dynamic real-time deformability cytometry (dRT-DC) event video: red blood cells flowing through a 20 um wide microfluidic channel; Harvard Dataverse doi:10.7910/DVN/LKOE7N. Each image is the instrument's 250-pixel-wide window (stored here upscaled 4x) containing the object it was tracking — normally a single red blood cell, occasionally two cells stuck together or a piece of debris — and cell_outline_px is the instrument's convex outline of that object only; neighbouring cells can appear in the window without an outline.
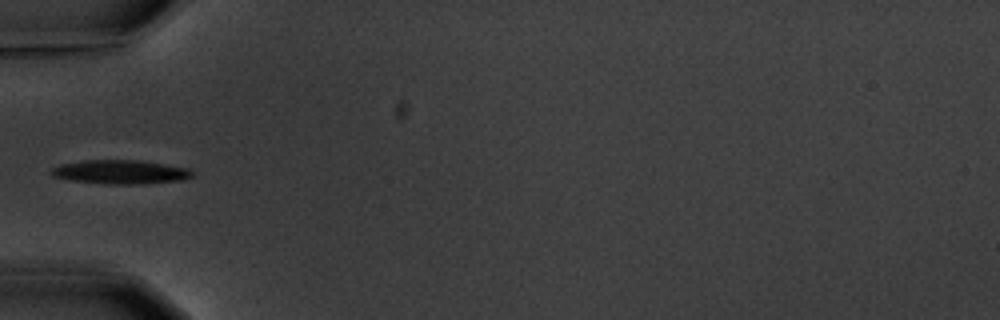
{"species": "common noctule bat (a hibernating species)", "species_latin": "Nyctalus noctula", "temperature_condition": "warm", "stored_images_in_passage": 8, "camera_frame_rate_fps": 3000, "um_per_image_px": 0.085, "animal": {"sex": "male", "body_mass_g": 20.1, "forearm_length_mm": 53.5}, "frame": {"image": 1, "passage_image": 5, "time_ms": 5.0, "image_size_px": [1000, 320], "cell_outline_px": [[192, 176], [184, 180], [136, 184], [104, 184], [68, 180], [52, 176], [48, 172], [52, 168], [60, 164], [80, 160], [140, 160], [188, 168], [192, 172]], "centroid_in_image_um": [10.17, 14.62], "position_along_channel_um": 74.8, "area_um2": 19.83}}
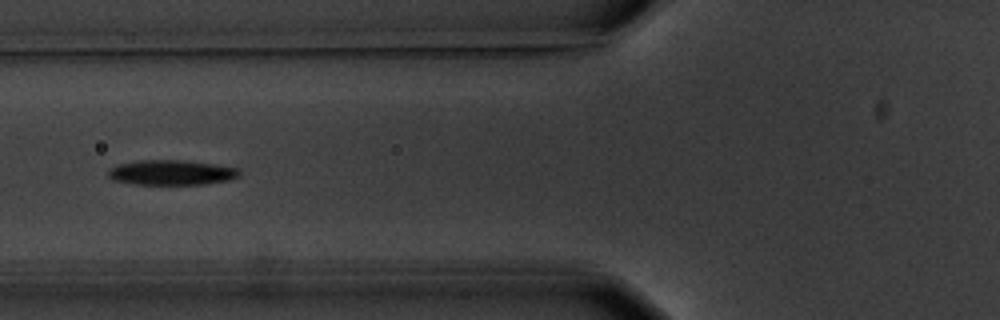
{"frame": {"image": 2, "passage_image": 6, "time_ms": 6.0, "image_size_px": [1000, 320], "cell_outline_px": [[240, 176], [228, 180], [204, 184], [132, 184], [112, 180], [108, 176], [108, 172], [112, 168], [120, 164], [140, 160], [180, 160], [212, 164], [240, 168]], "centroid_in_image_um": [14.59, 14.67], "position_along_channel_um": 111.2, "area_um2": 18.96}}